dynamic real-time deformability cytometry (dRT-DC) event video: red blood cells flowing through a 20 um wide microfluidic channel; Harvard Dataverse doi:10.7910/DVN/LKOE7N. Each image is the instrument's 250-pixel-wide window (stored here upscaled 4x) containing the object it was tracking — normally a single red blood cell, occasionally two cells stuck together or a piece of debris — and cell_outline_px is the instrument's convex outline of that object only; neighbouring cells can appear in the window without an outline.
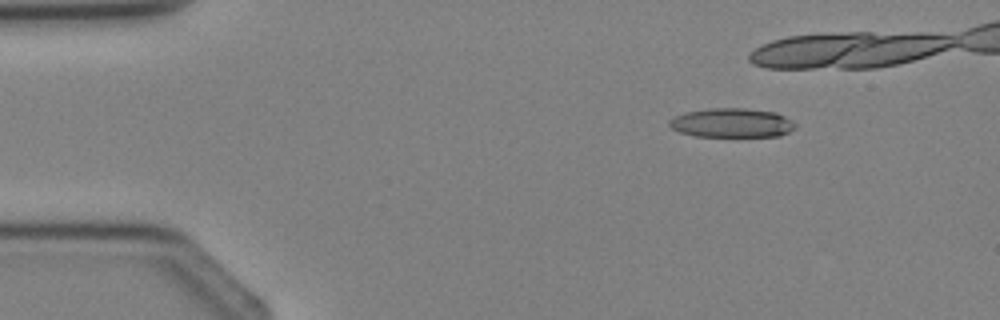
{"species": "Egyptian fruit bat (a non-hibernating species)", "species_latin": "Rousettus aegyptiacus", "temperature_condition": "cold", "stored_images_in_passage": 3, "segment_of_instrument_passage": [2, 2], "camera_frame_rate_fps": 3000, "um_per_image_px": 0.085, "animal": {"sex": "female"}, "frame": {"image": 1, "passage_image": 3, "time_ms": 2.333, "image_size_px": [1000, 320], "cell_outline_px": [[796, 128], [780, 136], [696, 136], [680, 132], [672, 128], [668, 124], [668, 120], [684, 112], [708, 108], [744, 108], [776, 112], [784, 116], [796, 124]], "centroid_in_image_um": [62.2, 10.44], "position_along_channel_um": 22.8, "area_um2": 21.44}}